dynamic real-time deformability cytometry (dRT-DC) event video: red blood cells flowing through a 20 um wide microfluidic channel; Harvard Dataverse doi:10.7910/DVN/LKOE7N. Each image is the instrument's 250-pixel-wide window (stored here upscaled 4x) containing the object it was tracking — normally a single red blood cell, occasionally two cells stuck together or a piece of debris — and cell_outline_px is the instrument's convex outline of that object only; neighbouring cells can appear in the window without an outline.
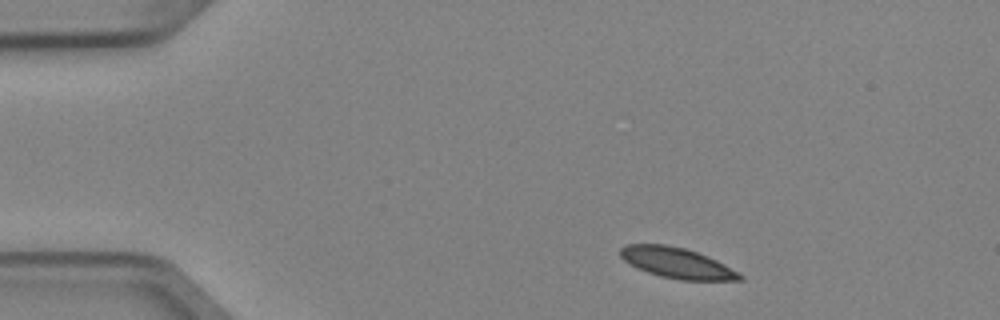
{"species": "Egyptian fruit bat (a non-hibernating species)", "species_latin": "Rousettus aegyptiacus", "temperature_condition": "cold", "stored_images_in_passage": 4, "segment_of_instrument_passage": [1, 2], "camera_frame_rate_fps": 3000, "um_per_image_px": 0.085, "animal": {"sex": "female"}, "frame": {"image": 1, "passage_image": 1, "time_ms": 0.0, "image_size_px": [1000, 320], "cell_outline_px": [[744, 280], [680, 280], [660, 276], [648, 272], [624, 260], [620, 256], [620, 248], [628, 244], [664, 244], [684, 248], [708, 256], [740, 272], [744, 276]], "centroid_in_image_um": [57.58, 22.35], "position_along_channel_um": 27.4, "area_um2": 21.1}}